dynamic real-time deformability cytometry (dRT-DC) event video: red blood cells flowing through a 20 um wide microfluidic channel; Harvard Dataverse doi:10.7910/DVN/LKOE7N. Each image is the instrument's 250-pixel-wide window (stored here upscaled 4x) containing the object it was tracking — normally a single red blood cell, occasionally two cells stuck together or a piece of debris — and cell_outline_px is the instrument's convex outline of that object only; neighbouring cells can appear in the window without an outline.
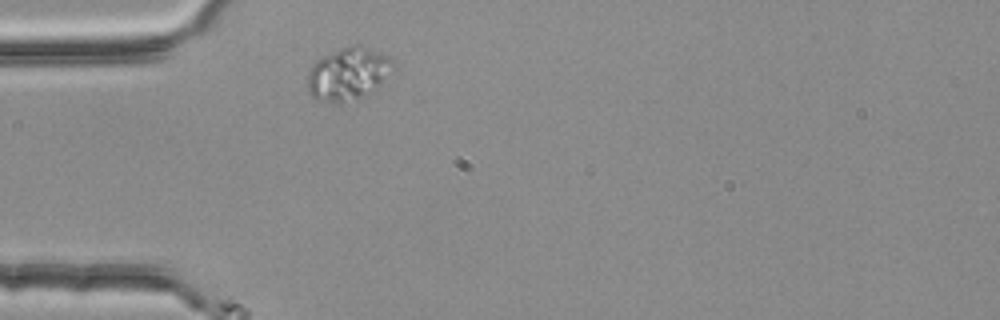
{"species": "common noctule bat (a hibernating species)", "species_latin": "Nyctalus noctula", "temperature_condition": "room temperature", "stored_images_in_passage": 1, "camera_frame_rate_fps": 3000, "um_per_image_px": 0.085, "animal": {"sex": "female", "body_mass_g": 25.1}, "frame": {"image": 1, "passage_image": 1, "time_ms": 0.0, "image_size_px": [1000, 320], "cell_outline_px": [[396, 68], [376, 92], [368, 96], [340, 104], [336, 104], [316, 100], [308, 92], [308, 72], [312, 64], [316, 60], [324, 56], [352, 44], [360, 44], [396, 56]], "centroid_in_image_um": [29.72, 6.29], "position_along_channel_um": 55.3, "area_um2": 27.74}}